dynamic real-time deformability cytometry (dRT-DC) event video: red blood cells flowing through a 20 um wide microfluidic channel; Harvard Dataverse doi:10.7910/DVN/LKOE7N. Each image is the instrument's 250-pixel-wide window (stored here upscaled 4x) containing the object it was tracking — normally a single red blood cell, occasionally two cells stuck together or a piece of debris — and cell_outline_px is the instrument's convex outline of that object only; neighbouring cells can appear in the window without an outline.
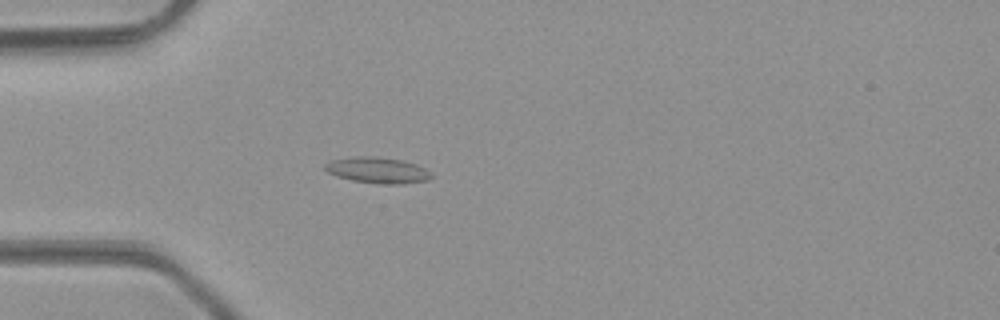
{"species": "common noctule bat (a hibernating species)", "species_latin": "Nyctalus noctula", "temperature_condition": "room temperature", "stored_images_in_passage": 42, "camera_frame_rate_fps": 3000, "um_per_image_px": 0.085, "animal": {"sex": "male", "body_mass_g": 23.1, "forearm_length_mm": 52.7}, "frame": {"image": 1, "passage_image": 8, "time_ms": 2.333, "image_size_px": [1000, 320], "cell_outline_px": [[432, 176], [428, 180], [404, 184], [384, 184], [352, 180], [336, 176], [328, 172], [324, 168], [324, 164], [332, 160], [356, 156], [372, 156], [400, 160], [416, 164], [432, 172]], "centroid_in_image_um": [32.1, 14.47], "position_along_channel_um": 52.9, "area_um2": 16.01}}
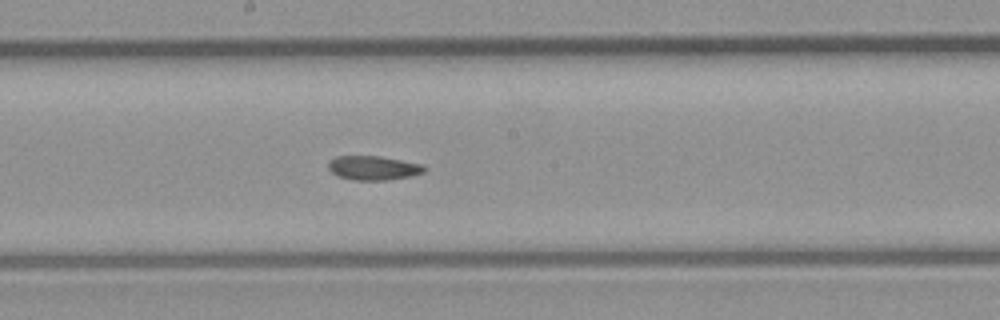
{"frame": {"image": 2, "passage_image": 20, "time_ms": 6.333, "image_size_px": [1000, 320], "cell_outline_px": [[428, 168], [424, 172], [412, 176], [388, 180], [352, 180], [336, 176], [328, 168], [328, 160], [336, 156], [380, 156], [424, 164]], "centroid_in_image_um": [31.75, 14.27], "position_along_channel_um": 216.5, "area_um2": 13.81}}
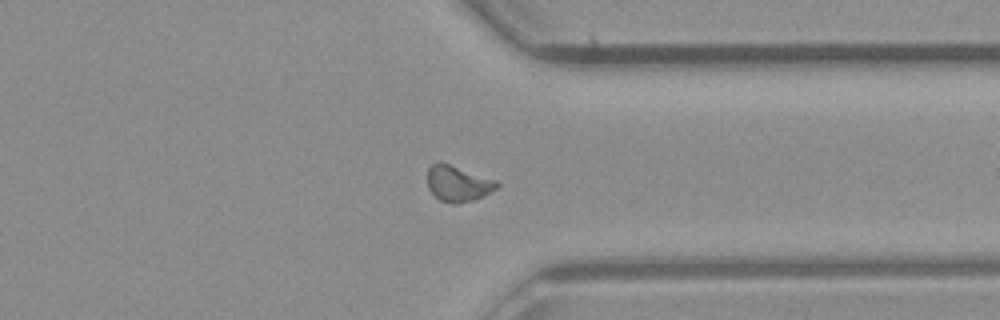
{"frame": {"image": 3, "passage_image": 31, "time_ms": 10.0, "image_size_px": [1000, 320], "cell_outline_px": [[500, 184], [496, 188], [476, 200], [456, 204], [452, 204], [440, 200], [428, 188], [428, 168], [436, 160], [440, 160], [496, 180]], "centroid_in_image_um": [38.91, 15.58], "position_along_channel_um": 372.5, "area_um2": 14.68}, "authors_computed_cell_mechanics": {"area_um2": 14.0454, "velocity_mm_per_s": 4.3069, "shape_relaxation_time_tau1_ms": null, "shape_relaxation_time_tau2_ms": 2.5968, "deformation_change_tau1": null, "deformation_change_tau2": 0.0735}}